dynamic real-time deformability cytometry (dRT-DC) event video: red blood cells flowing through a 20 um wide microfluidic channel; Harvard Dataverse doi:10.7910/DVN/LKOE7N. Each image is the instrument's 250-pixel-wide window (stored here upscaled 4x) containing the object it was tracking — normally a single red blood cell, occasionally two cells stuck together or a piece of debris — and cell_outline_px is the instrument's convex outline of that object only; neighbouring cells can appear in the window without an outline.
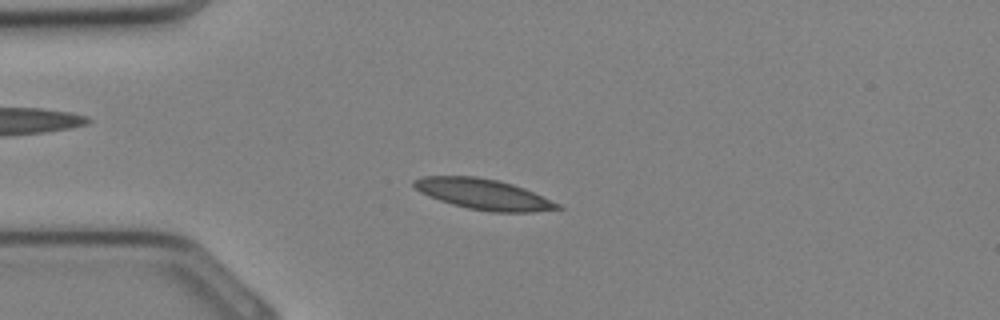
{"species": "Egyptian fruit bat (a non-hibernating species)", "species_latin": "Rousettus aegyptiacus", "temperature_condition": "cold", "stored_images_in_passage": 30, "camera_frame_rate_fps": 3000, "um_per_image_px": 0.085, "animal": {"sex": "female"}, "frame": {"image": 1, "passage_image": 5, "time_ms": 1.333, "image_size_px": [1000, 320], "cell_outline_px": [[564, 208], [532, 212], [492, 212], [468, 208], [452, 204], [440, 200], [420, 192], [412, 184], [412, 180], [424, 176], [476, 176], [500, 180], [524, 188], [560, 204]], "centroid_in_image_um": [41.09, 16.5], "position_along_channel_um": 43.9, "area_um2": 25.49}}
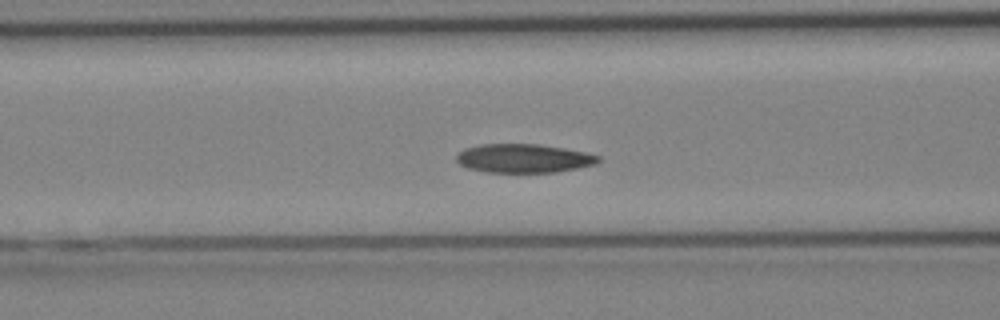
{"frame": {"image": 2, "passage_image": 10, "time_ms": 3.0, "image_size_px": [1000, 320], "cell_outline_px": [[600, 160], [596, 164], [556, 172], [484, 172], [468, 168], [460, 164], [456, 160], [456, 156], [464, 148], [480, 144], [540, 144], [588, 152], [600, 156]], "centroid_in_image_um": [44.52, 13.45], "position_along_channel_um": 122.1, "area_um2": 23.87}}
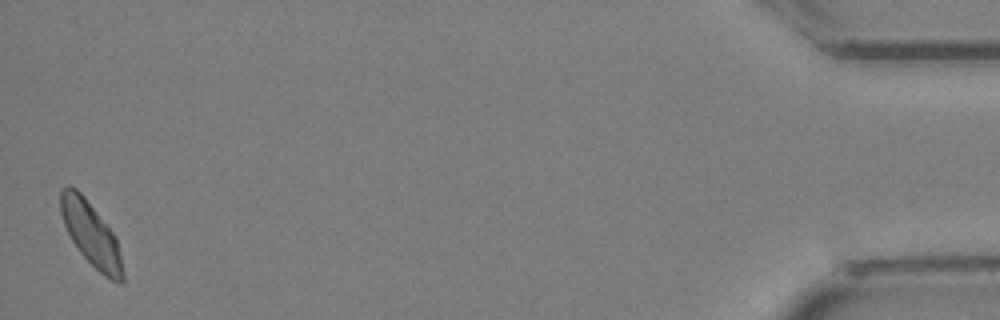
{"frame": {"image": 3, "passage_image": 30, "time_ms": 9.667, "image_size_px": [1000, 320], "cell_outline_px": [[124, 280], [112, 280], [104, 276], [80, 252], [72, 240], [64, 224], [60, 212], [60, 192], [68, 184], [76, 188], [84, 196], [116, 236], [124, 276]], "centroid_in_image_um": [7.71, 19.85], "position_along_channel_um": 427.5, "area_um2": 22.6}}